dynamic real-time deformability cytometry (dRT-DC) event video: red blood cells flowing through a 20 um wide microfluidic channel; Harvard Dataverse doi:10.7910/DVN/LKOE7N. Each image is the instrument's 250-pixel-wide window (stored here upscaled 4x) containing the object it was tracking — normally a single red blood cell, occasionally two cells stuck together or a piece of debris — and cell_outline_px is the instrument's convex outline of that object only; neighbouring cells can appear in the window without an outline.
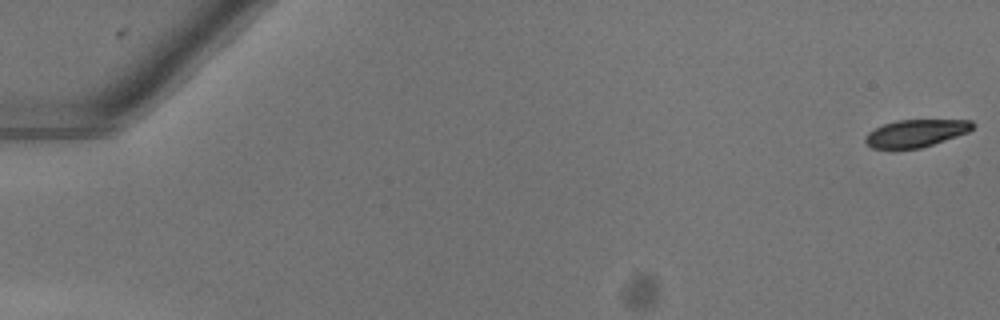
{"species": "common noctule bat (a hibernating species)", "species_latin": "Nyctalus noctula", "temperature_condition": "warm", "stored_images_in_passage": 54, "camera_frame_rate_fps": 3000, "um_per_image_px": 0.085, "animal": {"sex": "female"}, "frame": {"image": 1, "passage_image": 1, "time_ms": 0.0, "image_size_px": [1000, 320], "cell_outline_px": [[976, 124], [968, 132], [920, 148], [872, 148], [864, 140], [868, 132], [884, 124], [896, 120], [972, 120]], "centroid_in_image_um": [77.86, 11.31], "position_along_channel_um": 7.1, "area_um2": 16.88}}
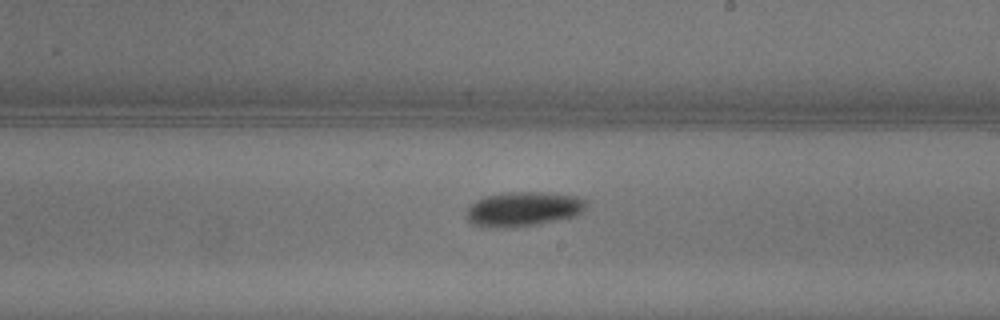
{"frame": {"image": 2, "passage_image": 32, "time_ms": 10.333, "image_size_px": [1000, 320], "cell_outline_px": [[588, 204], [576, 216], [536, 224], [512, 228], [488, 228], [472, 224], [468, 220], [468, 208], [476, 200], [488, 196], [504, 192], [548, 192], [576, 196], [584, 200]], "centroid_in_image_um": [44.47, 17.77], "position_along_channel_um": 244.5, "area_um2": 24.1}}
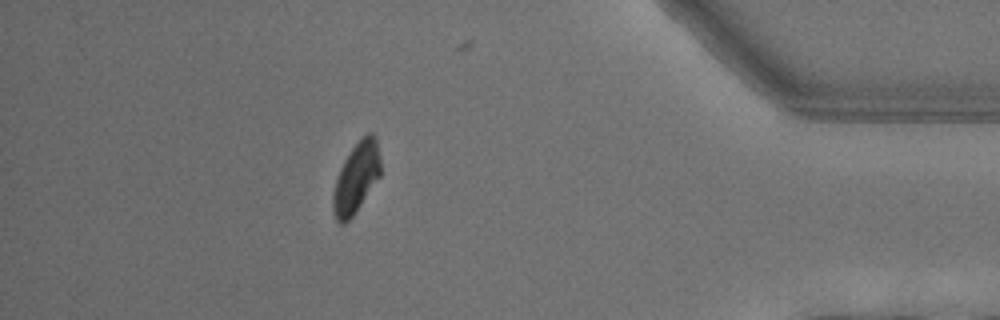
{"frame": {"image": 3, "passage_image": 47, "time_ms": 15.333, "image_size_px": [1000, 320], "cell_outline_px": [[380, 176], [352, 216], [344, 224], [340, 224], [336, 220], [332, 208], [332, 196], [336, 180], [340, 168], [344, 160], [352, 148], [368, 132], [372, 132], [376, 136], [380, 156]], "centroid_in_image_um": [30.28, 15.1], "position_along_channel_um": 404.9, "area_um2": 19.25}, "authors_computed_cell_mechanics": {"area_um2": 20.2878, "velocity_mm_per_s": 4.0478, "shape_relaxation_time_tau1_ms": 2.9912, "shape_relaxation_time_tau2_ms": null, "deformation_change_tau1": 0.1215, "deformation_change_tau2": null}}